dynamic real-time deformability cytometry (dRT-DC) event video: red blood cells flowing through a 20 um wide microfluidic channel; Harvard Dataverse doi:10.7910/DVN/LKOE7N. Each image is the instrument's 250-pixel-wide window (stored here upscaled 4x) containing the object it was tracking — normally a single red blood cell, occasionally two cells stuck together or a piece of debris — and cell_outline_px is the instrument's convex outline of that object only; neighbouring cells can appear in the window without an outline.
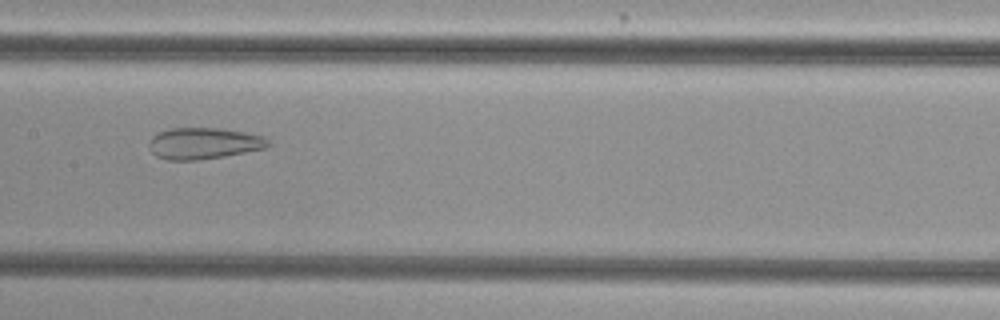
{"species": "common noctule bat (a hibernating species)", "species_latin": "Nyctalus noctula", "temperature_condition": "cold", "stored_images_in_passage": 34, "camera_frame_rate_fps": 3000, "um_per_image_px": 0.085, "animal": {"sex": "female", "body_mass_g": 29.2, "forearm_length_mm": 56.3}, "frame": {"image": 1, "passage_image": 10, "time_ms": 3.0, "image_size_px": [1000, 320], "cell_outline_px": [[272, 144], [264, 148], [224, 156], [196, 160], [168, 160], [156, 156], [148, 148], [148, 144], [152, 136], [160, 132], [172, 128], [220, 128], [244, 132], [264, 136]], "centroid_in_image_um": [17.3, 12.18], "position_along_channel_um": 190.1, "area_um2": 21.73}}